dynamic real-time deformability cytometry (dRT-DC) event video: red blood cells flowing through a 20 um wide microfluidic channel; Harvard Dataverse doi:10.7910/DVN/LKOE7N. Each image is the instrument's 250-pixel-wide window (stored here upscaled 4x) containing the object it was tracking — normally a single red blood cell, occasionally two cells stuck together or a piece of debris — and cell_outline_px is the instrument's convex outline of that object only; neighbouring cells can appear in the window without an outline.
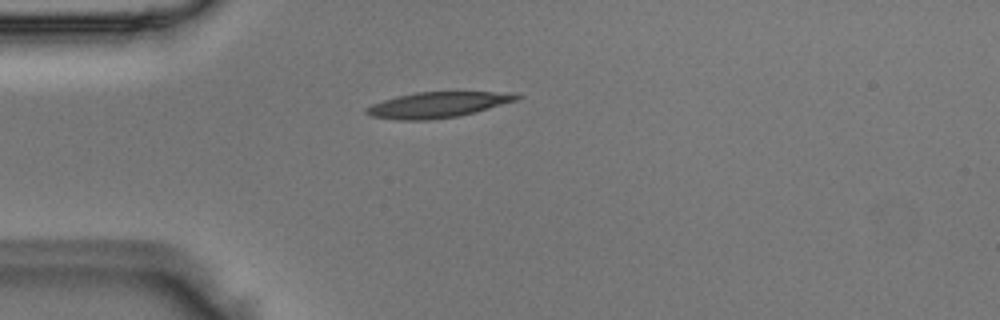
{"species": "Egyptian fruit bat (a non-hibernating species)", "species_latin": "Rousettus aegyptiacus", "temperature_condition": "room temperature", "stored_images_in_passage": 1, "camera_frame_rate_fps": 3000, "um_per_image_px": 0.085, "animal": {"sex": "male"}, "frame": {"image": 1, "passage_image": 1, "time_ms": 0.0, "image_size_px": [1000, 320], "cell_outline_px": [[524, 96], [516, 100], [476, 112], [460, 116], [428, 120], [400, 120], [372, 116], [364, 112], [364, 108], [372, 104], [396, 96], [416, 92], [492, 92]], "centroid_in_image_um": [37.13, 8.92], "position_along_channel_um": 47.9, "area_um2": 22.2}}